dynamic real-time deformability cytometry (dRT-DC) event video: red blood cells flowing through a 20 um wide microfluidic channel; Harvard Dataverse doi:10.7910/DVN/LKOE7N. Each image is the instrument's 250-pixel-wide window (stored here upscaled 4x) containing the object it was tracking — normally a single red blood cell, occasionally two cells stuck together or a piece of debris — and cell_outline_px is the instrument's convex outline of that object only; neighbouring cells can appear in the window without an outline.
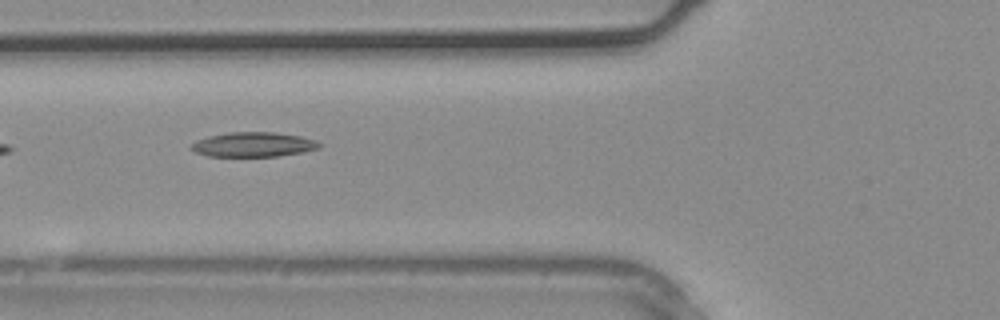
{"species": "common noctule bat (a hibernating species)", "species_latin": "Nyctalus noctula", "temperature_condition": "warm", "stored_images_in_passage": 4, "camera_frame_rate_fps": 3000, "um_per_image_px": 0.085, "animal": {"sex": "male", "body_mass_g": 20.4}, "frame": {"image": 1, "passage_image": 4, "time_ms": 1.0, "image_size_px": [1000, 320], "cell_outline_px": [[320, 148], [300, 152], [276, 156], [208, 156], [196, 152], [188, 148], [192, 144], [208, 136], [228, 132], [276, 132], [300, 136], [316, 140], [320, 144]], "centroid_in_image_um": [21.53, 12.28], "position_along_channel_um": 104.3, "area_um2": 18.21}}